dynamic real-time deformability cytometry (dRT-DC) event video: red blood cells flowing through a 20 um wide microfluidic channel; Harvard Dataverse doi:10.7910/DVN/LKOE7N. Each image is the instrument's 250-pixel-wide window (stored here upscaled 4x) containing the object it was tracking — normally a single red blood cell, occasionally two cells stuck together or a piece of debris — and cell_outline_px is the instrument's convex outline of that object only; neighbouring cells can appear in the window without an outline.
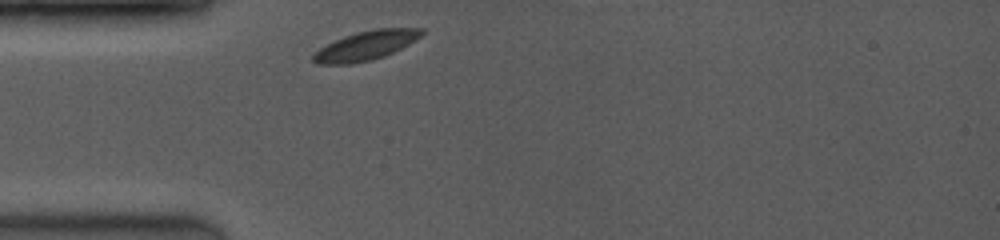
{"species": "common noctule bat (a hibernating species)", "species_latin": "Nyctalus noctula", "temperature_condition": "room temperature", "stored_images_in_passage": 8, "segment_of_instrument_passage": [1, 2], "camera_frame_rate_fps": 3500, "um_per_image_px": 0.085, "animal": {"sex": "female", "body_mass_g": 19.0, "forearm_length_mm": 53.3}, "frame": {"image": 1, "passage_image": 1, "time_ms": 0.0, "image_size_px": [1000, 240], "cell_outline_px": [[424, 32], [416, 40], [384, 56], [372, 60], [348, 64], [316, 64], [312, 60], [312, 56], [320, 48], [344, 36], [356, 32], [372, 28], [424, 28]], "centroid_in_image_um": [31.1, 3.86], "position_along_channel_um": 53.9, "area_um2": 18.32}}
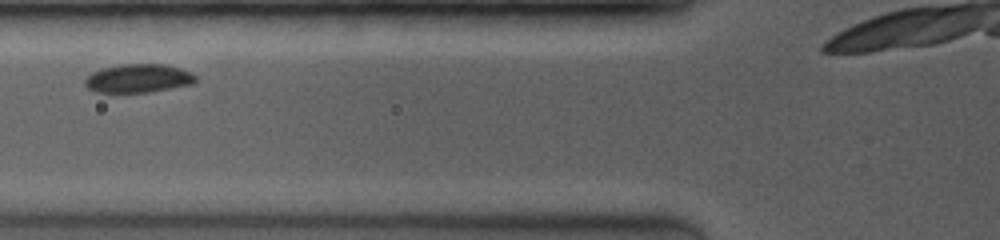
{"frame": {"image": 2, "passage_image": 4, "time_ms": 1.714, "image_size_px": [1000, 240], "cell_outline_px": [[196, 80], [192, 84], [148, 92], [96, 92], [88, 88], [84, 84], [84, 80], [92, 72], [100, 68], [120, 64], [164, 64], [180, 68], [192, 72], [196, 76]], "centroid_in_image_um": [11.74, 6.65], "position_along_channel_um": 114.1, "area_um2": 18.44}}
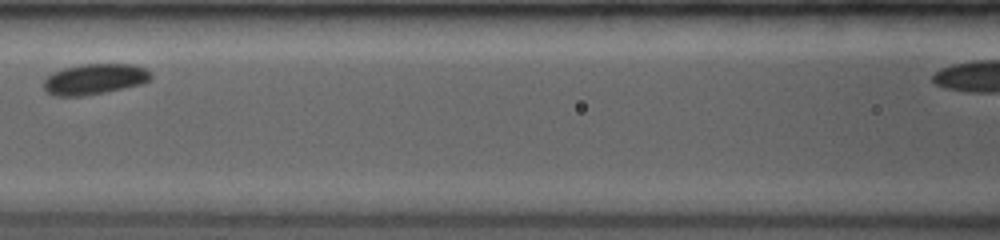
{"frame": {"image": 3, "passage_image": 6, "time_ms": 2.857, "image_size_px": [1000, 240], "cell_outline_px": [[152, 76], [144, 84], [104, 92], [80, 96], [56, 96], [48, 92], [44, 88], [44, 80], [52, 72], [64, 68], [80, 64], [136, 64], [144, 68]], "centroid_in_image_um": [8.04, 6.71], "position_along_channel_um": 158.6, "area_um2": 19.07}}